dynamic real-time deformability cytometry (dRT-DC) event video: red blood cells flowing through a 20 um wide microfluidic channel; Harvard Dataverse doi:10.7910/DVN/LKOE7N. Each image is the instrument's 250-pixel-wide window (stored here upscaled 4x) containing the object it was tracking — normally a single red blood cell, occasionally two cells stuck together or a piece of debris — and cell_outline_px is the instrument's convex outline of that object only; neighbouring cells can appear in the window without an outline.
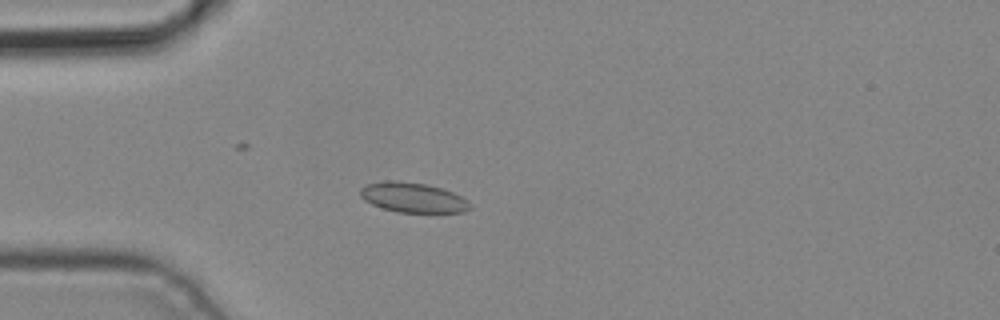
{"species": "common noctule bat (a hibernating species)", "species_latin": "Nyctalus noctula", "temperature_condition": "cold", "stored_images_in_passage": 4, "camera_frame_rate_fps": 3000, "um_per_image_px": 0.085, "animal": {"sex": "male", "body_mass_g": 19.2, "forearm_length_mm": 51.8}, "frame": {"image": 1, "passage_image": 4, "time_ms": 1.0, "image_size_px": [1000, 320], "cell_outline_px": [[472, 208], [464, 212], [396, 212], [372, 204], [364, 200], [360, 196], [360, 188], [364, 184], [384, 180], [396, 180], [424, 184], [440, 188], [452, 192], [468, 200]], "centroid_in_image_um": [35.06, 16.78], "position_along_channel_um": 49.9, "area_um2": 19.13}}